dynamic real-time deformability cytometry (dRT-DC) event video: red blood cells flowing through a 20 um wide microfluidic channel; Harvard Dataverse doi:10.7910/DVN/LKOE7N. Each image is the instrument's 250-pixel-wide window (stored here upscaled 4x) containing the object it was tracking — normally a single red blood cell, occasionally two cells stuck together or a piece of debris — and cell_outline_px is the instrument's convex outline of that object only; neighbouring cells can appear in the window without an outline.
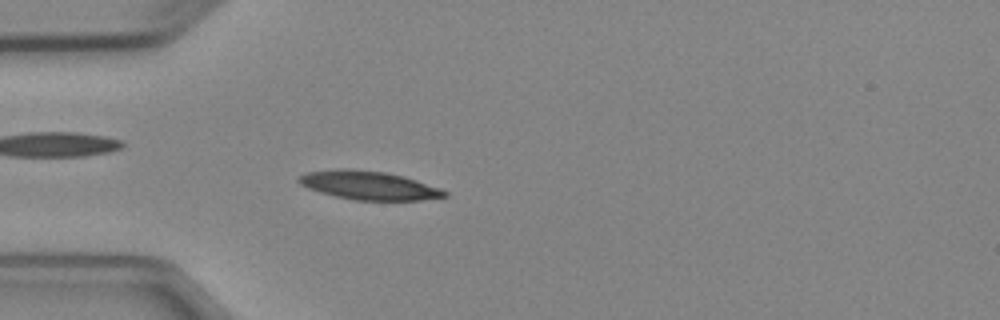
{"species": "Egyptian fruit bat (a non-hibernating species)", "species_latin": "Rousettus aegyptiacus", "temperature_condition": "cold", "stored_images_in_passage": 3, "camera_frame_rate_fps": 3000, "um_per_image_px": 0.085, "animal": {"sex": "female"}, "frame": {"image": 1, "passage_image": 3, "time_ms": 3.0, "image_size_px": [1000, 320], "cell_outline_px": [[448, 196], [420, 200], [356, 200], [336, 196], [320, 192], [308, 188], [300, 184], [296, 180], [300, 176], [308, 172], [336, 168], [348, 168], [388, 172], [404, 176], [440, 188], [448, 192]], "centroid_in_image_um": [31.35, 15.74], "position_along_channel_um": 53.7, "area_um2": 24.33}}